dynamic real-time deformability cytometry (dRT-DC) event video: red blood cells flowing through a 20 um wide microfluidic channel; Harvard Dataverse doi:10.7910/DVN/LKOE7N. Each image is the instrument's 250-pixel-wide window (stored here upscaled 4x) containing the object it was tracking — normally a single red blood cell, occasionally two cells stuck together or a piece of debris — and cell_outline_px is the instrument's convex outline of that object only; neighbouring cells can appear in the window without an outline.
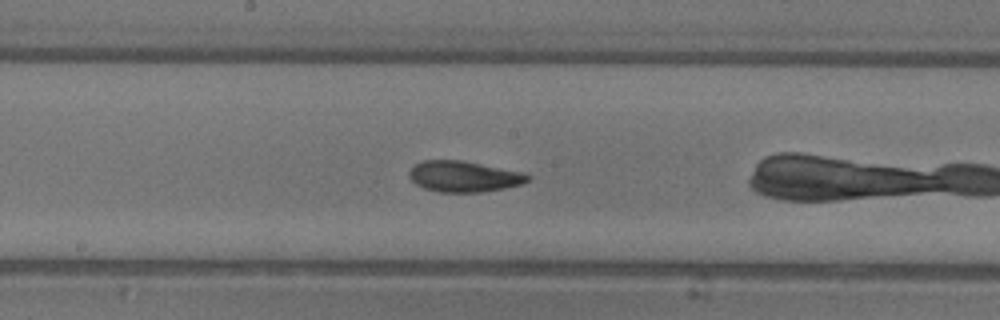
{"species": "common noctule bat (a hibernating species)", "species_latin": "Nyctalus noctula", "temperature_condition": "warm", "stored_images_in_passage": 45, "camera_frame_rate_fps": 3000, "um_per_image_px": 0.085, "animal": {"sex": "female"}, "frame": {"image": 1, "passage_image": 22, "time_ms": 7.0, "image_size_px": [1000, 320], "cell_outline_px": [[532, 176], [528, 180], [520, 184], [504, 188], [484, 192], [440, 192], [424, 188], [416, 184], [408, 176], [408, 172], [416, 164], [424, 160], [460, 160], [524, 172]], "centroid_in_image_um": [39.43, 15.0], "position_along_channel_um": 208.8, "area_um2": 21.27}}
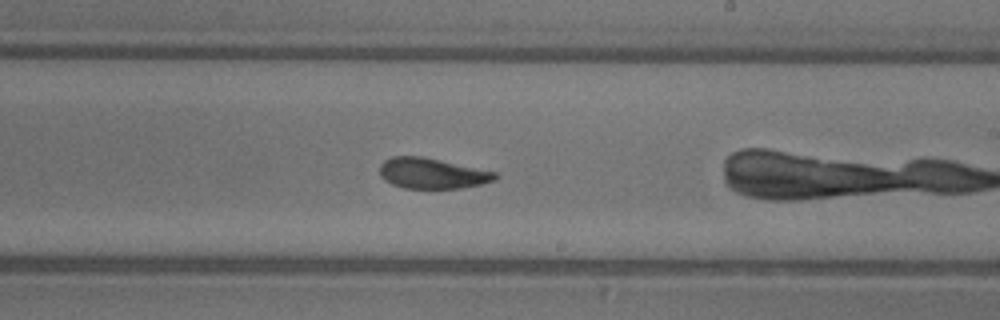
{"frame": {"image": 2, "passage_image": 25, "time_ms": 8.0, "image_size_px": [1000, 320], "cell_outline_px": [[500, 176], [496, 180], [480, 184], [460, 188], [404, 188], [392, 184], [384, 180], [380, 176], [380, 164], [384, 160], [392, 156], [420, 156], [496, 172]], "centroid_in_image_um": [36.71, 14.74], "position_along_channel_um": 252.3, "area_um2": 20.46}}
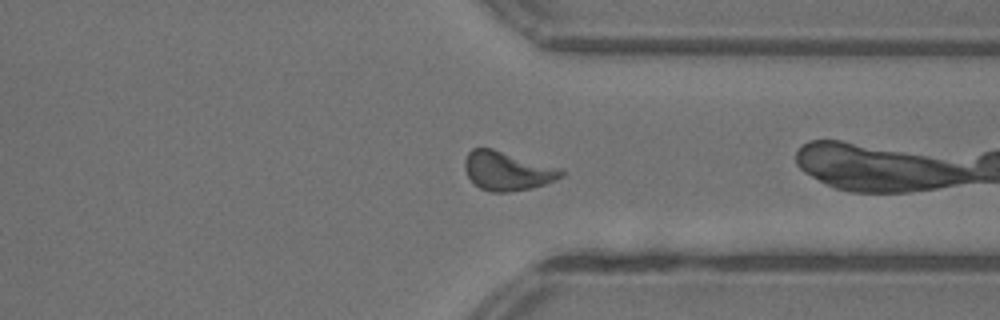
{"frame": {"image": 3, "passage_image": 33, "time_ms": 10.667, "image_size_px": [1000, 320], "cell_outline_px": [[564, 176], [556, 180], [532, 188], [508, 192], [492, 192], [480, 188], [468, 176], [464, 168], [464, 160], [468, 152], [472, 148], [492, 148], [564, 168]], "centroid_in_image_um": [43.16, 14.51], "position_along_channel_um": 368.2, "area_um2": 22.14}, "authors_computed_cell_mechanics": {"area_um2": 21.2704, "velocity_mm_per_s": 4.371, "shape_relaxation_time_tau1_ms": 2.3023, "shape_relaxation_time_tau2_ms": 1.8426, "deformation_change_tau1": 0.1334, "deformation_change_tau2": 0.0782}}